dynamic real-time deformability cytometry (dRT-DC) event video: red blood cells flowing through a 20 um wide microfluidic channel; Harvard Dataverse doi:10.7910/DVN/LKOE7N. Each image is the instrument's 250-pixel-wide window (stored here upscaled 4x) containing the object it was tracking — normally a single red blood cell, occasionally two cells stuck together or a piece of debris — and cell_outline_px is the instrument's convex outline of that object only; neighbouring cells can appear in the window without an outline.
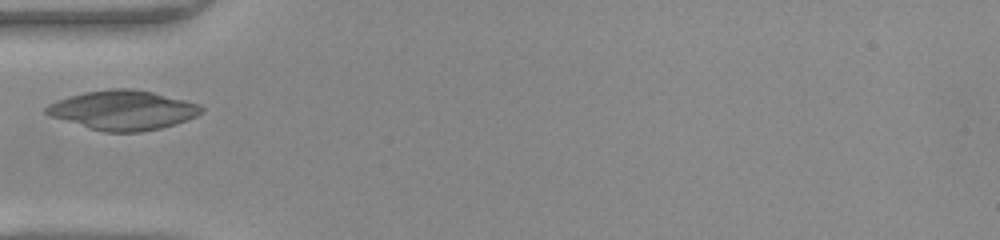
{"species": "common noctule bat (a hibernating species)", "species_latin": "Nyctalus noctula", "temperature_condition": "warm", "stored_images_in_passage": 20, "camera_frame_rate_fps": 3000, "um_per_image_px": 0.085, "animal": {"sex": "female", "body_mass_g": 22.0, "forearm_length_mm": 56.7}, "frame": {"image": 1, "passage_image": 1, "time_ms": 0.0, "image_size_px": [1000, 240], "cell_outline_px": [[184, 104], [180, 120], [168, 124], [152, 128], [124, 128], [68, 100], [80, 96], [96, 92], [144, 92]], "centroid_in_image_um": [11.21, 9.23], "position_along_channel_um": 73.8, "area_um2": 20.81}}